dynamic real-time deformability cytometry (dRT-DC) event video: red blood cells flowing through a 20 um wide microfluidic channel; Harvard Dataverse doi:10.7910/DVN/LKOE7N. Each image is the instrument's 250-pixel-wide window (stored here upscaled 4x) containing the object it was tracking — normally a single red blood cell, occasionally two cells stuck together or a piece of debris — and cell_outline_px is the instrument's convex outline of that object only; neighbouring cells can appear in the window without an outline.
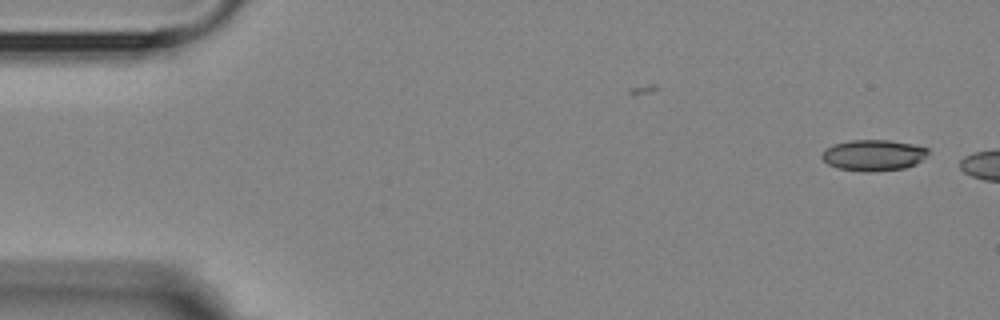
{"species": "Egyptian fruit bat (a non-hibernating species)", "species_latin": "Rousettus aegyptiacus", "temperature_condition": "room temperature", "stored_images_in_passage": 2, "camera_frame_rate_fps": 3000, "um_per_image_px": 0.085, "animal": {"sex": "female"}, "frame": {"image": 1, "passage_image": 2, "time_ms": 1.333, "image_size_px": [1000, 320], "cell_outline_px": [[928, 152], [916, 164], [904, 168], [872, 172], [864, 172], [836, 168], [828, 164], [820, 156], [824, 148], [832, 144], [852, 140], [888, 140], [912, 144], [928, 148]], "centroid_in_image_um": [74.18, 13.19], "position_along_channel_um": 10.8, "area_um2": 19.31}}